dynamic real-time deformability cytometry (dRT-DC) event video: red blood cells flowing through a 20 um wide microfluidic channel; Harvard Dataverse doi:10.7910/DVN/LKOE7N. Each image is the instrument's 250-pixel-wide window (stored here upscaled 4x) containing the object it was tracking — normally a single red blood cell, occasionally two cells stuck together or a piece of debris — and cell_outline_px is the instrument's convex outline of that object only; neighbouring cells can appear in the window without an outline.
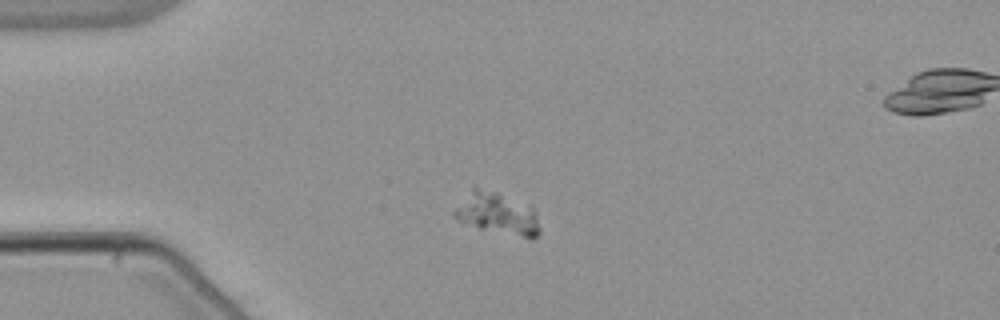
{"species": "common noctule bat (a hibernating species)", "species_latin": "Nyctalus noctula", "temperature_condition": "warm", "stored_images_in_passage": 44, "camera_frame_rate_fps": 3000, "um_per_image_px": 0.085, "animal": {"sex": "male", "body_mass_g": 21.5, "forearm_length_mm": 52.0}, "frame": {"image": 1, "passage_image": 1, "time_ms": 0.0, "image_size_px": [1000, 320], "cell_outline_px": [[540, 232], [532, 240], [480, 228], [460, 220], [452, 216], [452, 212], [472, 188], [476, 188], [496, 192], [532, 204], [536, 212], [540, 228]], "centroid_in_image_um": [42.36, 18.17], "position_along_channel_um": 42.6, "area_um2": 20.87}}
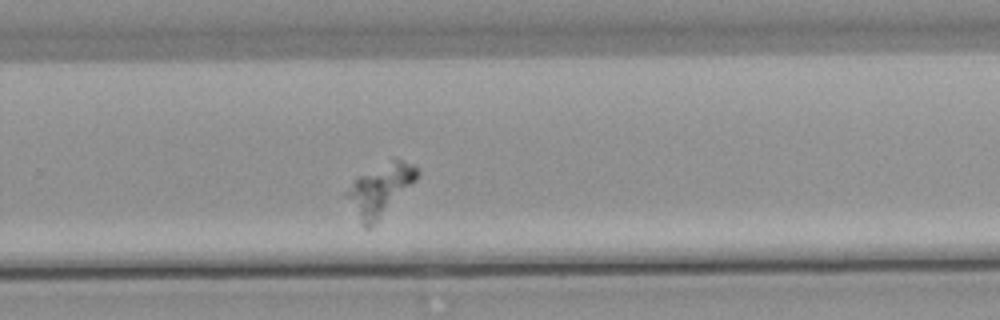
{"frame": {"image": 2, "passage_image": 24, "time_ms": 7.667, "image_size_px": [1000, 320], "cell_outline_px": [[420, 172], [376, 220], [368, 228], [364, 228], [344, 192], [360, 176], [396, 160], [400, 160], [416, 168]], "centroid_in_image_um": [32.23, 16.15], "position_along_channel_um": 297.6, "area_um2": 18.73}}
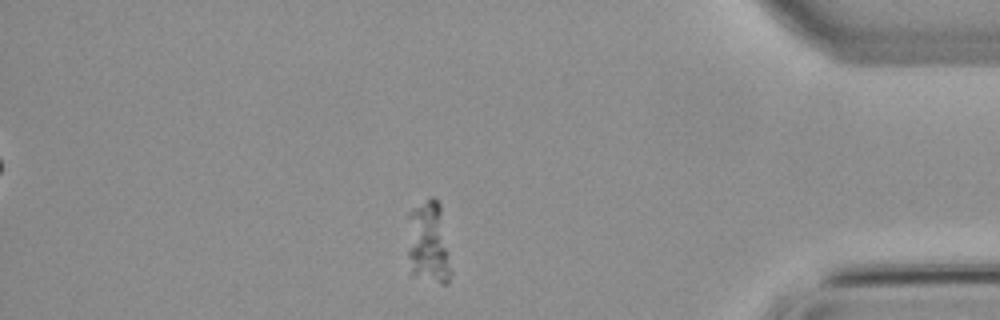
{"frame": {"image": 3, "passage_image": 35, "time_ms": 11.333, "image_size_px": [1000, 320], "cell_outline_px": [[452, 272], [448, 284], [440, 284], [412, 276], [408, 256], [408, 216], [416, 208], [432, 196], [436, 196], [440, 204]], "centroid_in_image_um": [36.44, 20.7], "position_along_channel_um": 398.8, "area_um2": 21.1}}